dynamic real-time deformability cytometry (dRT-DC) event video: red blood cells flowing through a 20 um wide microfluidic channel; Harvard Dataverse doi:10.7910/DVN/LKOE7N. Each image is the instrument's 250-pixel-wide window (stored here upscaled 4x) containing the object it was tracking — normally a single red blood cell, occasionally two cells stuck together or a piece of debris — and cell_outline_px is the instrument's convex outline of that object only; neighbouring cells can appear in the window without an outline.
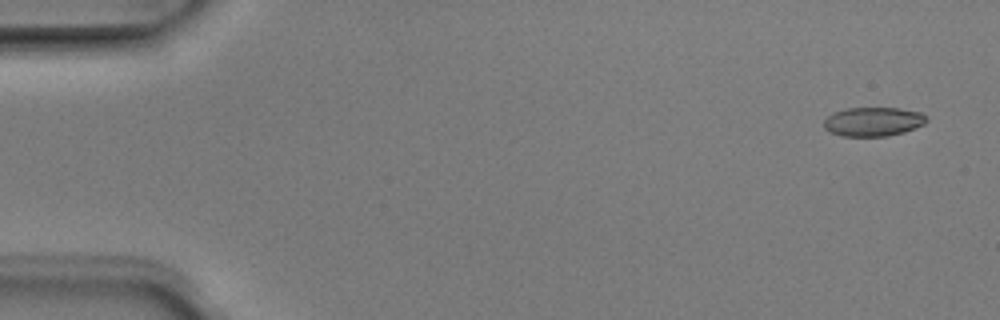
{"species": "Egyptian fruit bat (a non-hibernating species)", "species_latin": "Rousettus aegyptiacus", "temperature_condition": "room temperature", "stored_images_in_passage": 6, "camera_frame_rate_fps": 3000, "um_per_image_px": 0.085, "animal": {"sex": "male"}, "frame": {"image": 1, "passage_image": 1, "time_ms": 0.0, "image_size_px": [1000, 320], "cell_outline_px": [[928, 120], [924, 124], [904, 132], [888, 136], [840, 136], [828, 132], [824, 128], [824, 120], [832, 112], [848, 108], [900, 108], [920, 112]], "centroid_in_image_um": [74.18, 10.34], "position_along_channel_um": 10.8, "area_um2": 17.46}}
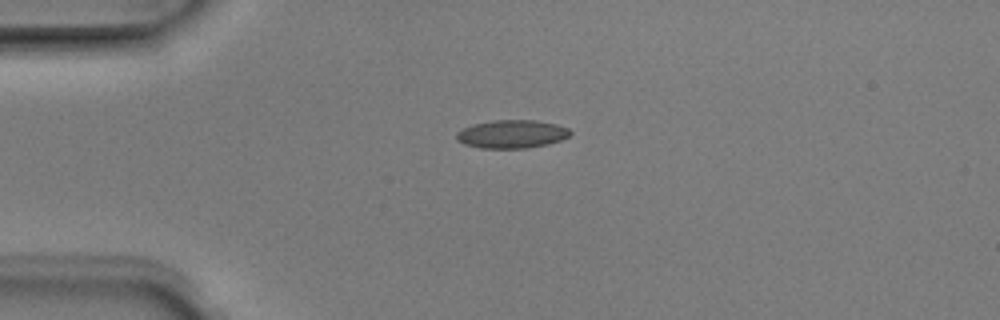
{"frame": {"image": 2, "passage_image": 4, "time_ms": 1.0, "image_size_px": [1000, 320], "cell_outline_px": [[572, 132], [568, 136], [560, 140], [548, 144], [528, 148], [480, 148], [464, 144], [456, 140], [456, 132], [472, 124], [492, 120], [536, 120], [556, 124], [568, 128]], "centroid_in_image_um": [43.48, 11.39], "position_along_channel_um": 41.5, "area_um2": 18.79}}
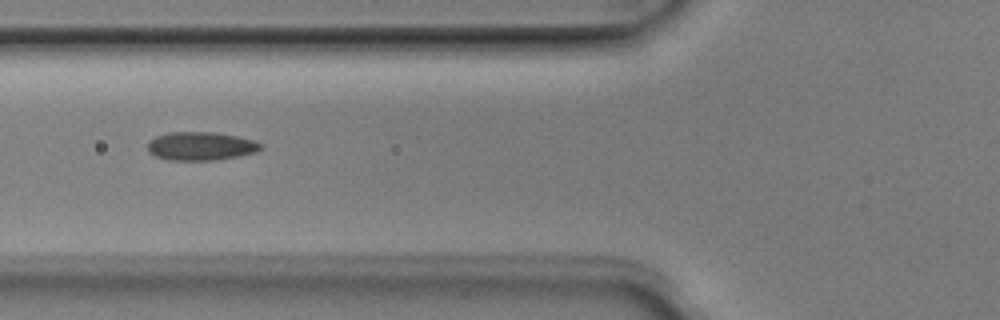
{"frame": {"image": 3, "passage_image": 6, "time_ms": 1.667, "image_size_px": [1000, 320], "cell_outline_px": [[264, 148], [256, 152], [240, 156], [216, 160], [168, 160], [156, 156], [148, 152], [148, 140], [156, 136], [168, 132], [212, 132], [236, 136], [252, 140], [260, 144]], "centroid_in_image_um": [17.04, 12.42], "position_along_channel_um": 108.8, "area_um2": 18.79}}